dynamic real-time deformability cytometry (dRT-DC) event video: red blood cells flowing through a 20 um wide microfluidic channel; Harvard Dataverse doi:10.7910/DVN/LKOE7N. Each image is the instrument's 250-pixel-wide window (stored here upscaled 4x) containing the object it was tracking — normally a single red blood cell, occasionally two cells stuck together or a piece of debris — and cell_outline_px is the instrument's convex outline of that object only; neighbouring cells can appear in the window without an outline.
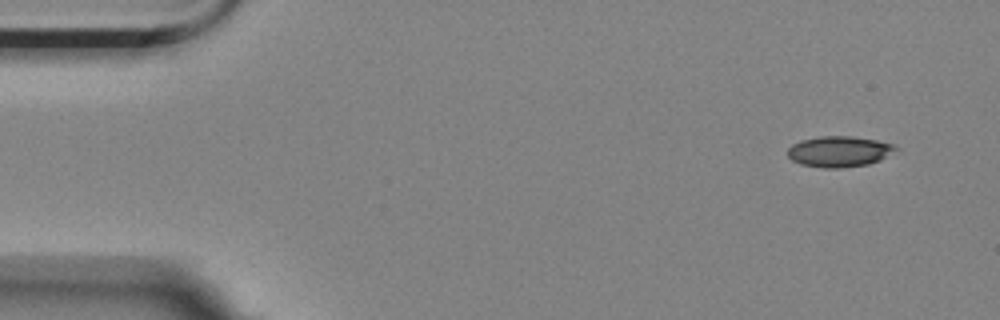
{"species": "Egyptian fruit bat (a non-hibernating species)", "species_latin": "Rousettus aegyptiacus", "temperature_condition": "room temperature", "stored_images_in_passage": 10, "camera_frame_rate_fps": 3000, "um_per_image_px": 0.085, "animal": {"sex": "female"}, "frame": {"image": 1, "passage_image": 1, "time_ms": 0.0, "image_size_px": [1000, 320], "cell_outline_px": [[900, 148], [880, 160], [868, 164], [840, 168], [824, 168], [800, 164], [792, 160], [788, 156], [788, 148], [792, 144], [800, 140], [820, 136], [852, 136], [876, 140], [896, 144]], "centroid_in_image_um": [71.34, 12.87], "position_along_channel_um": 13.7, "area_um2": 19.54}}
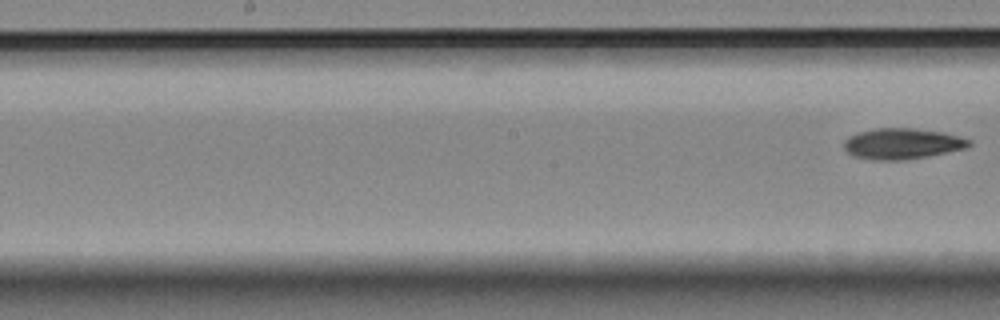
{"frame": {"image": 2, "passage_image": 10, "time_ms": 3.0, "image_size_px": [1000, 320], "cell_outline_px": [[972, 144], [964, 148], [904, 160], [872, 160], [852, 156], [844, 148], [844, 140], [848, 136], [860, 132], [876, 128], [912, 128], [940, 132], [972, 140]], "centroid_in_image_um": [76.62, 12.21], "position_along_channel_um": 171.6, "area_um2": 22.14}}